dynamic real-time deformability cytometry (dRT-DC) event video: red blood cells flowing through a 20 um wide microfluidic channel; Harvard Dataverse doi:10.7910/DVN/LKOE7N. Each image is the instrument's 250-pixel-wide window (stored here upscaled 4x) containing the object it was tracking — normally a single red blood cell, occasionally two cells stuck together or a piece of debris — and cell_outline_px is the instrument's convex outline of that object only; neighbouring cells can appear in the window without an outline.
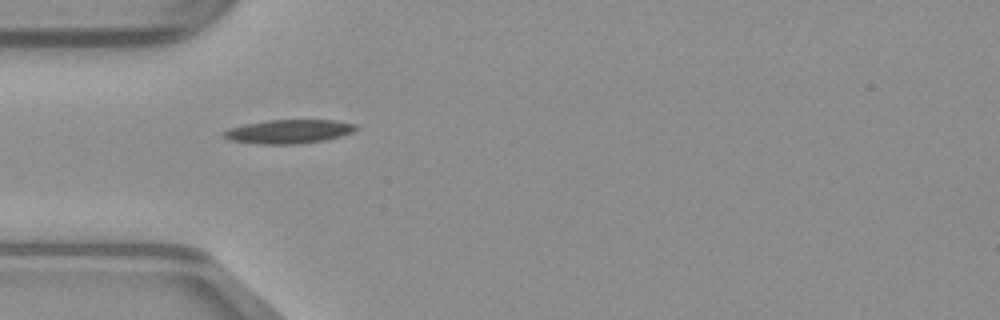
{"species": "common noctule bat (a hibernating species)", "species_latin": "Nyctalus noctula", "temperature_condition": "warm", "stored_images_in_passage": 35, "camera_frame_rate_fps": 3000, "um_per_image_px": 0.085, "animal": {"sex": "male", "body_mass_g": 23.1, "forearm_length_mm": 52.7}, "frame": {"image": 1, "passage_image": 1, "time_ms": 0.0, "image_size_px": [1000, 320], "cell_outline_px": [[360, 128], [352, 132], [340, 136], [324, 140], [300, 144], [260, 144], [228, 140], [220, 136], [220, 132], [228, 128], [244, 124], [268, 120], [336, 120], [356, 124]], "centroid_in_image_um": [24.5, 11.18], "position_along_channel_um": 60.5, "area_um2": 18.67}}
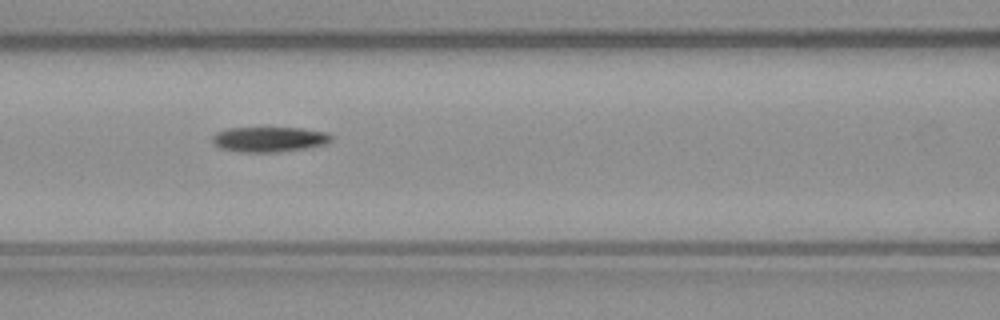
{"frame": {"image": 2, "passage_image": 7, "time_ms": 2.0, "image_size_px": [1000, 320], "cell_outline_px": [[336, 136], [332, 140], [324, 144], [312, 148], [276, 152], [240, 152], [220, 148], [212, 140], [212, 136], [216, 132], [228, 128], [304, 128], [328, 132]], "centroid_in_image_um": [22.96, 11.84], "position_along_channel_um": 143.6, "area_um2": 17.69}}
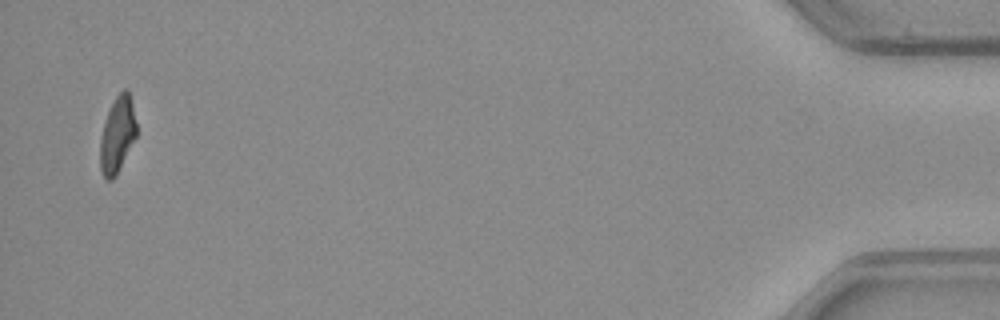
{"frame": {"image": 3, "passage_image": 34, "time_ms": 11.0, "image_size_px": [1000, 320], "cell_outline_px": [[136, 136], [116, 176], [112, 180], [108, 180], [104, 176], [100, 168], [100, 140], [104, 124], [108, 112], [116, 96], [124, 88], [128, 88], [136, 124]], "centroid_in_image_um": [9.97, 11.46], "position_along_channel_um": 425.2, "area_um2": 15.78}}